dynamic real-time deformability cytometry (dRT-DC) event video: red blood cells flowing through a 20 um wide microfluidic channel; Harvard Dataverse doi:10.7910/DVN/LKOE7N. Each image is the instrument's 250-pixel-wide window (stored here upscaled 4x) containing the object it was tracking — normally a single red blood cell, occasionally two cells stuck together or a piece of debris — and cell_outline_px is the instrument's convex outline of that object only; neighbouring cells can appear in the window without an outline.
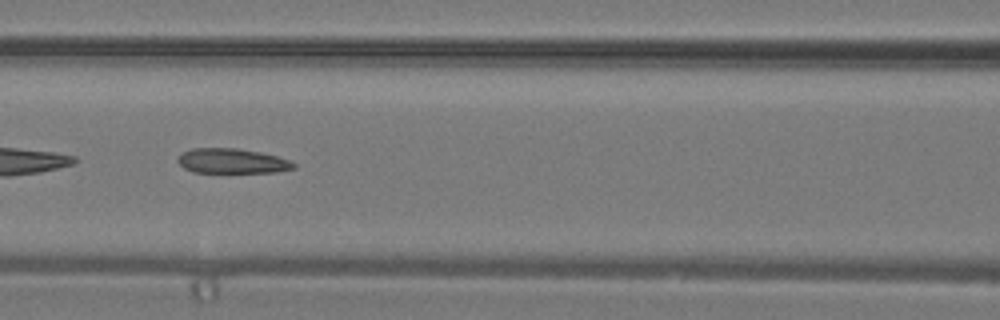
{"species": "common noctule bat (a hibernating species)", "species_latin": "Nyctalus noctula", "temperature_condition": "warm", "stored_images_in_passage": 27, "camera_frame_rate_fps": 3000, "um_per_image_px": 0.085, "animal": {"sex": "male", "body_mass_g": 19.2, "forearm_length_mm": 51.8}, "frame": {"image": 1, "passage_image": 10, "time_ms": 3.0, "image_size_px": [1000, 320], "cell_outline_px": [[296, 168], [276, 172], [192, 172], [184, 168], [176, 160], [184, 152], [192, 148], [236, 148], [260, 152], [276, 156], [288, 160], [296, 164]], "centroid_in_image_um": [19.72, 13.69], "position_along_channel_um": 146.9, "area_um2": 16.65}}
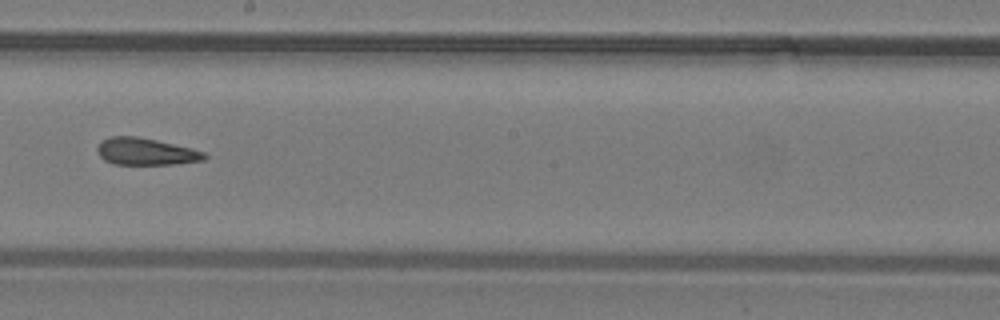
{"frame": {"image": 2, "passage_image": 15, "time_ms": 4.667, "image_size_px": [1000, 320], "cell_outline_px": [[208, 156], [204, 160], [172, 164], [112, 164], [104, 160], [96, 152], [96, 148], [100, 140], [112, 136], [136, 136], [156, 140], [192, 148], [204, 152]], "centroid_in_image_um": [12.35, 12.88], "position_along_channel_um": 235.9, "area_um2": 16.94}}